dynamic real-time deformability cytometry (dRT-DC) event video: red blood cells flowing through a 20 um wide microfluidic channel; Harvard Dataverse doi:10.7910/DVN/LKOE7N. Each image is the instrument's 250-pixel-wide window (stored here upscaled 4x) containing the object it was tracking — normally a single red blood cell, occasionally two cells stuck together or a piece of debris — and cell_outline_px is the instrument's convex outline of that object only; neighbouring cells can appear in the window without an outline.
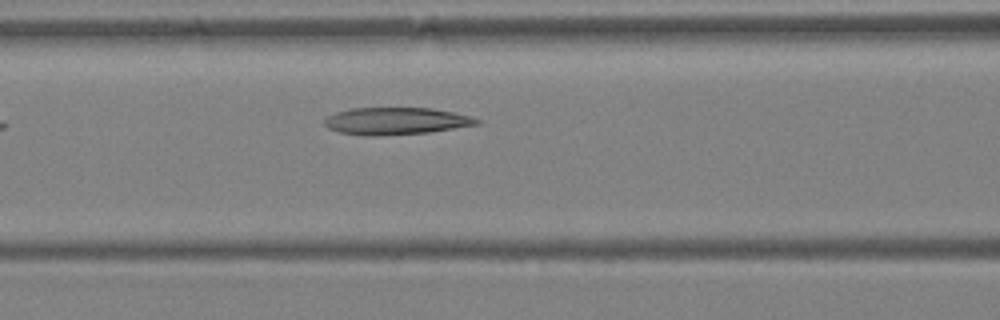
{"species": "Egyptian fruit bat (a non-hibernating species)", "species_latin": "Rousettus aegyptiacus", "temperature_condition": "warm", "stored_images_in_passage": 3, "camera_frame_rate_fps": 3000, "um_per_image_px": 0.085, "animal": {"sex": "female"}, "frame": {"image": 1, "passage_image": 3, "time_ms": 0.667, "image_size_px": [1000, 320], "cell_outline_px": [[480, 124], [428, 132], [372, 136], [340, 132], [328, 128], [324, 124], [324, 120], [328, 116], [336, 112], [352, 108], [432, 108], [472, 116], [480, 120]], "centroid_in_image_um": [33.67, 10.28], "position_along_channel_um": 132.9, "area_um2": 23.87}}